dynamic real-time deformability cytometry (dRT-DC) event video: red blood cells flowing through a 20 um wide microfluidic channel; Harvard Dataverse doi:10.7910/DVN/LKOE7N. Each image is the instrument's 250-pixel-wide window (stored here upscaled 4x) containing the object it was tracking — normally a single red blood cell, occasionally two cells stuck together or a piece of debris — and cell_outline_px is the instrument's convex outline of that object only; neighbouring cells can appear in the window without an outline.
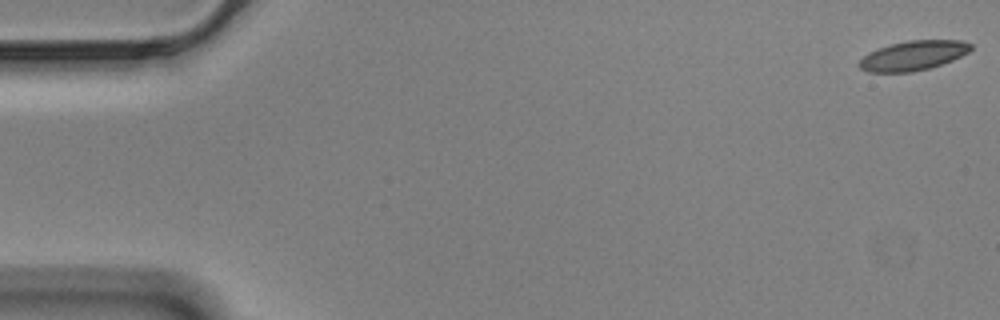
{"species": "Egyptian fruit bat (a non-hibernating species)", "species_latin": "Rousettus aegyptiacus", "temperature_condition": "cold", "stored_images_in_passage": 58, "camera_frame_rate_fps": 3000, "um_per_image_px": 0.085, "animal": {"sex": "male"}, "frame": {"image": 1, "passage_image": 1, "time_ms": 0.0, "image_size_px": [1000, 320], "cell_outline_px": [[972, 48], [968, 52], [952, 60], [928, 68], [912, 72], [868, 72], [860, 68], [856, 64], [868, 52], [892, 44], [908, 40], [964, 40], [972, 44]], "centroid_in_image_um": [77.61, 4.72], "position_along_channel_um": 7.4, "area_um2": 19.13}}
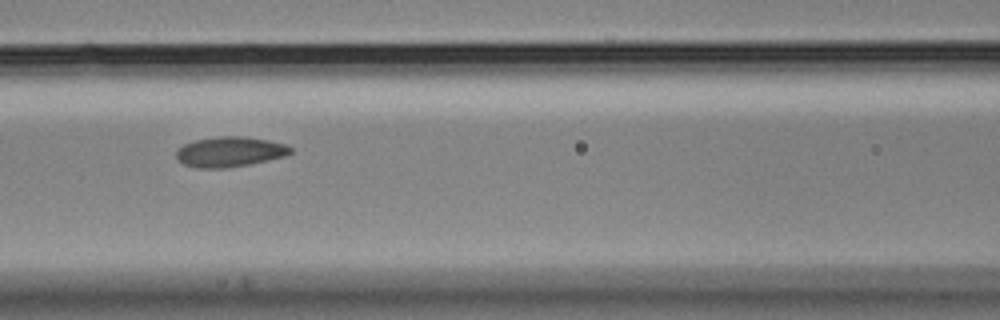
{"frame": {"image": 2, "passage_image": 25, "time_ms": 8.0, "image_size_px": [1000, 320], "cell_outline_px": [[292, 152], [284, 156], [248, 164], [228, 168], [196, 168], [184, 164], [176, 156], [176, 152], [184, 144], [196, 140], [220, 136], [244, 136], [268, 140], [288, 144], [292, 148]], "centroid_in_image_um": [19.56, 12.9], "position_along_channel_um": 147.0, "area_um2": 19.94}}
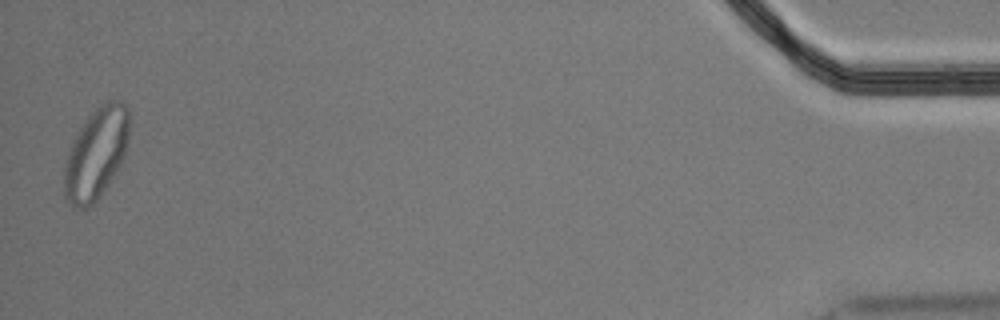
{"frame": {"image": 3, "passage_image": 57, "time_ms": 18.667, "image_size_px": [1000, 320], "cell_outline_px": [[128, 136], [124, 156], [116, 172], [100, 196], [88, 208], [80, 208], [72, 204], [64, 196], [64, 164], [68, 152], [80, 128], [88, 116], [96, 108], [108, 100], [120, 100], [128, 108]], "centroid_in_image_um": [8.17, 13.05], "position_along_channel_um": 427.0, "area_um2": 34.04}, "authors_computed_cell_mechanics": {"area_um2": 20.0855, "velocity_mm_per_s": 3.4774, "shape_relaxation_time_tau1_ms": 3.5541, "shape_relaxation_time_tau2_ms": 2.8103, "deformation_change_tau1": 0.127, "deformation_change_tau2": 0.0806}}